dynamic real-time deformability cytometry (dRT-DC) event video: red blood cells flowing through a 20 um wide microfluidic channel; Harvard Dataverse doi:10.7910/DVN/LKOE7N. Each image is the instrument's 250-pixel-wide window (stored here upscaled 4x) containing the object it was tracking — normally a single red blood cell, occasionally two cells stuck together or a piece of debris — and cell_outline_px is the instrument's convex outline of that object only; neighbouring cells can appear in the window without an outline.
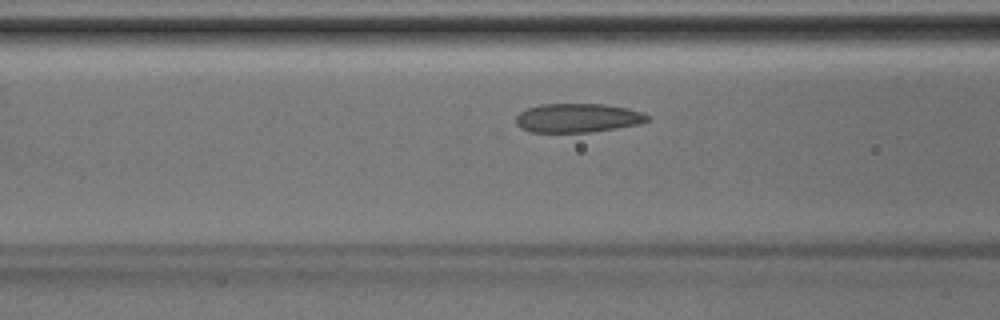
{"species": "Egyptian fruit bat (a non-hibernating species)", "species_latin": "Rousettus aegyptiacus", "temperature_condition": "room temperature", "stored_images_in_passage": 37, "camera_frame_rate_fps": 3000, "um_per_image_px": 0.085, "animal": {"sex": "male"}, "frame": {"image": 1, "passage_image": 12, "time_ms": 3.667, "image_size_px": [1000, 320], "cell_outline_px": [[648, 120], [640, 124], [616, 128], [588, 132], [532, 132], [520, 128], [516, 124], [516, 116], [520, 112], [528, 108], [540, 104], [604, 104], [624, 108], [640, 112], [648, 116]], "centroid_in_image_um": [49.05, 10.03], "position_along_channel_um": 117.5, "area_um2": 21.96}}
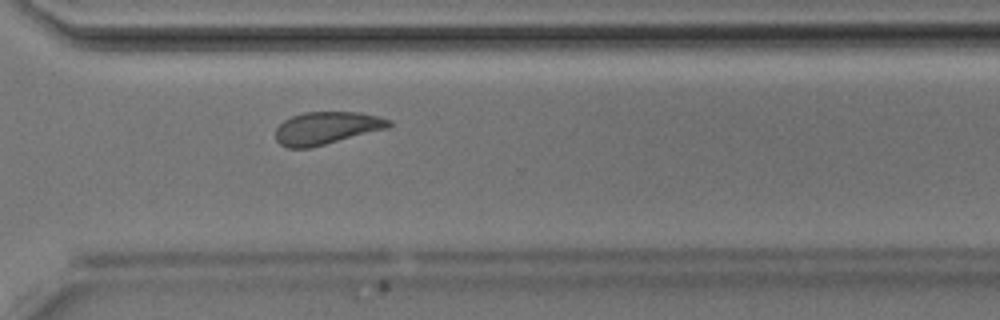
{"frame": {"image": 2, "passage_image": 26, "time_ms": 8.333, "image_size_px": [1000, 320], "cell_outline_px": [[392, 124], [388, 128], [312, 148], [288, 148], [280, 144], [276, 140], [276, 128], [284, 120], [292, 116], [304, 112], [360, 112], [380, 116], [392, 120]], "centroid_in_image_um": [27.78, 10.88], "position_along_channel_um": 342.8, "area_um2": 21.73}}
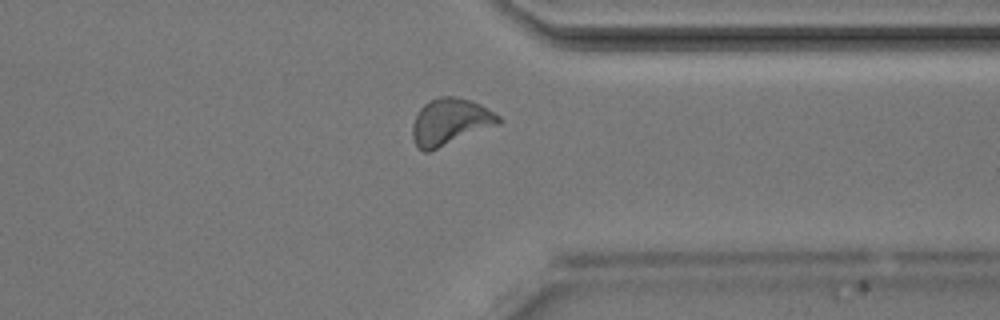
{"frame": {"image": 3, "passage_image": 28, "time_ms": 9.0, "image_size_px": [1000, 320], "cell_outline_px": [[504, 120], [500, 124], [428, 152], [424, 152], [416, 148], [412, 140], [412, 124], [420, 108], [424, 104], [440, 96], [452, 96], [468, 100], [480, 104], [500, 116]], "centroid_in_image_um": [38.25, 10.37], "position_along_channel_um": 373.1, "area_um2": 23.41}}